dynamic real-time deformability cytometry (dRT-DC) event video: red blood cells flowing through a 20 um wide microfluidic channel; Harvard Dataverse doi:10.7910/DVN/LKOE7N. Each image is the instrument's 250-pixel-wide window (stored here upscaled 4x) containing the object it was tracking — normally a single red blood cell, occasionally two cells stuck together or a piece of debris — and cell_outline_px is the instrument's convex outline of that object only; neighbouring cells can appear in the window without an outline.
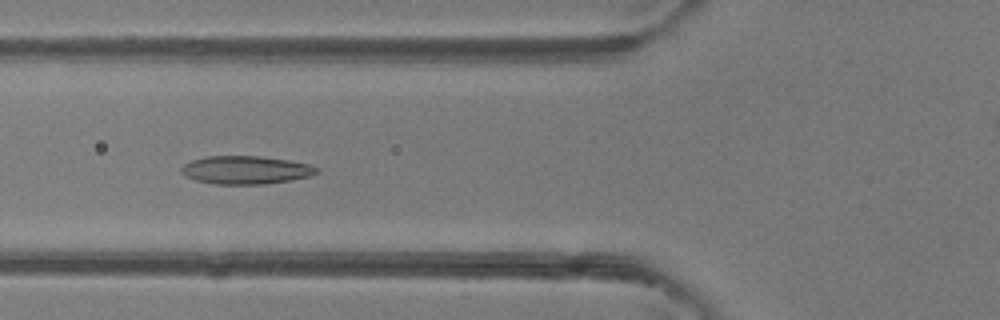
{"species": "common noctule bat (a hibernating species)", "species_latin": "Nyctalus noctula", "temperature_condition": "room temperature", "stored_images_in_passage": 49, "camera_frame_rate_fps": 3000, "um_per_image_px": 0.085, "animal": {"sex": "female"}, "frame": {"image": 1, "passage_image": 18, "time_ms": 5.667, "image_size_px": [1000, 320], "cell_outline_px": [[320, 172], [308, 176], [292, 180], [264, 184], [216, 184], [196, 180], [184, 176], [180, 172], [180, 168], [184, 164], [192, 160], [208, 156], [260, 156], [288, 160], [308, 164], [320, 168]], "centroid_in_image_um": [20.88, 14.45], "position_along_channel_um": 104.9, "area_um2": 22.25}}
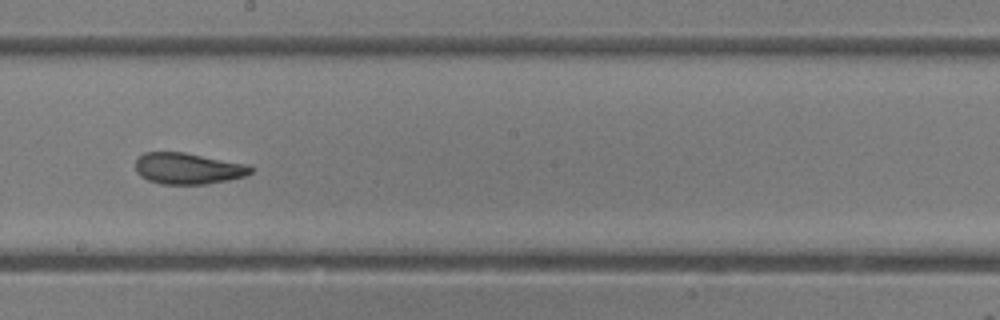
{"frame": {"image": 2, "passage_image": 27, "time_ms": 8.667, "image_size_px": [1000, 320], "cell_outline_px": [[256, 168], [252, 172], [244, 176], [228, 180], [208, 184], [160, 184], [148, 180], [140, 176], [136, 172], [136, 160], [144, 152], [184, 152], [248, 164]], "centroid_in_image_um": [16.0, 14.32], "position_along_channel_um": 232.2, "area_um2": 21.15}}
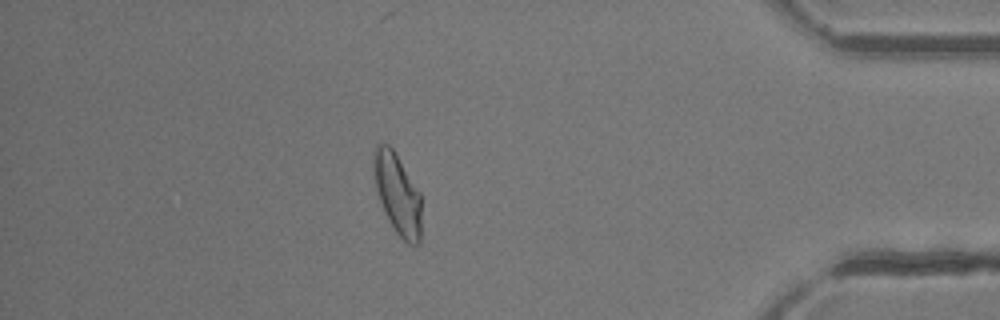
{"frame": {"image": 3, "passage_image": 42, "time_ms": 13.667, "image_size_px": [1000, 320], "cell_outline_px": [[420, 244], [408, 244], [396, 232], [388, 220], [384, 212], [376, 192], [372, 164], [372, 152], [376, 144], [388, 144], [392, 148], [420, 192]], "centroid_in_image_um": [33.74, 16.45], "position_along_channel_um": 401.5, "area_um2": 22.54}, "authors_computed_cell_mechanics": {"area_um2": 22.542, "velocity_mm_per_s": 4.2365, "shape_relaxation_time_tau1_ms": 5.0542, "shape_relaxation_time_tau2_ms": 1.7342, "deformation_change_tau1": 0.1537, "deformation_change_tau2": 0.0858}}